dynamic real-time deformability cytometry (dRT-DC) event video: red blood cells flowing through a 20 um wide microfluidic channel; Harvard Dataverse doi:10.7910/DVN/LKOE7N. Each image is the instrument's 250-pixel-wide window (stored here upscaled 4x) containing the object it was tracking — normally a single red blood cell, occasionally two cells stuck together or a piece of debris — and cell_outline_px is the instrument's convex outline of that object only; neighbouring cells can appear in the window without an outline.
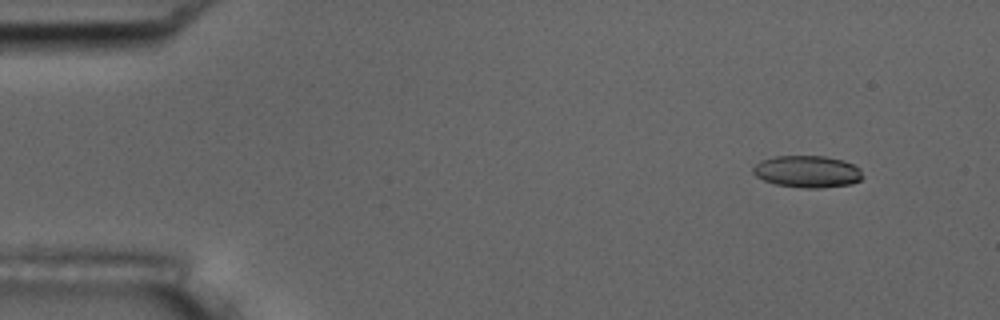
{"species": "common noctule bat (a hibernating species)", "species_latin": "Nyctalus noctula", "temperature_condition": "room temperature", "stored_images_in_passage": 4, "camera_frame_rate_fps": 3000, "um_per_image_px": 0.085, "animal": {"sex": "male", "body_mass_g": 17.5, "forearm_length_mm": 52.3}, "frame": {"image": 1, "passage_image": 1, "time_ms": 0.0, "image_size_px": [1000, 320], "cell_outline_px": [[864, 176], [860, 180], [852, 184], [820, 188], [800, 188], [776, 184], [764, 180], [756, 176], [752, 172], [752, 168], [760, 160], [776, 156], [824, 156], [844, 160], [860, 168]], "centroid_in_image_um": [68.64, 14.58], "position_along_channel_um": 16.4, "area_um2": 20.58}}
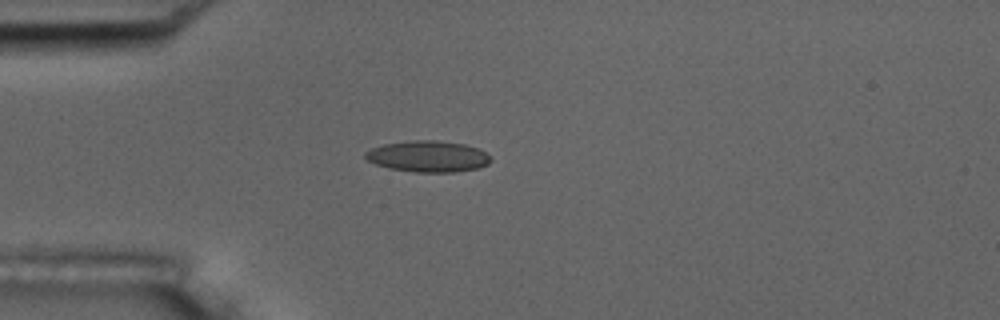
{"frame": {"image": 2, "passage_image": 4, "time_ms": 1.0, "image_size_px": [1000, 320], "cell_outline_px": [[492, 160], [488, 164], [480, 168], [456, 172], [416, 172], [388, 168], [376, 164], [368, 160], [364, 156], [364, 152], [372, 148], [384, 144], [408, 140], [436, 140], [464, 144], [476, 148], [484, 152]], "centroid_in_image_um": [36.37, 13.29], "position_along_channel_um": 48.6, "area_um2": 22.83}}